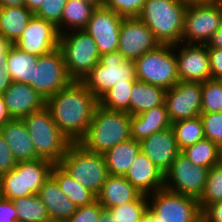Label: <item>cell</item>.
<instances>
[{
	"mask_svg": "<svg viewBox=\"0 0 222 222\" xmlns=\"http://www.w3.org/2000/svg\"><path fill=\"white\" fill-rule=\"evenodd\" d=\"M31 136L37 157L59 164L71 142L53 121L49 110L43 109L22 118Z\"/></svg>",
	"mask_w": 222,
	"mask_h": 222,
	"instance_id": "cell-4",
	"label": "cell"
},
{
	"mask_svg": "<svg viewBox=\"0 0 222 222\" xmlns=\"http://www.w3.org/2000/svg\"><path fill=\"white\" fill-rule=\"evenodd\" d=\"M135 82L116 83L98 101L102 107L130 114V96Z\"/></svg>",
	"mask_w": 222,
	"mask_h": 222,
	"instance_id": "cell-35",
	"label": "cell"
},
{
	"mask_svg": "<svg viewBox=\"0 0 222 222\" xmlns=\"http://www.w3.org/2000/svg\"><path fill=\"white\" fill-rule=\"evenodd\" d=\"M66 70L73 81H82L99 63L100 53L95 40L85 30L60 34L59 46Z\"/></svg>",
	"mask_w": 222,
	"mask_h": 222,
	"instance_id": "cell-6",
	"label": "cell"
},
{
	"mask_svg": "<svg viewBox=\"0 0 222 222\" xmlns=\"http://www.w3.org/2000/svg\"><path fill=\"white\" fill-rule=\"evenodd\" d=\"M141 151L140 143L129 139L106 151L103 156L109 175L125 176Z\"/></svg>",
	"mask_w": 222,
	"mask_h": 222,
	"instance_id": "cell-26",
	"label": "cell"
},
{
	"mask_svg": "<svg viewBox=\"0 0 222 222\" xmlns=\"http://www.w3.org/2000/svg\"><path fill=\"white\" fill-rule=\"evenodd\" d=\"M72 81L67 73L62 52L57 48L37 57L29 85L46 100Z\"/></svg>",
	"mask_w": 222,
	"mask_h": 222,
	"instance_id": "cell-12",
	"label": "cell"
},
{
	"mask_svg": "<svg viewBox=\"0 0 222 222\" xmlns=\"http://www.w3.org/2000/svg\"><path fill=\"white\" fill-rule=\"evenodd\" d=\"M98 222H114V214L108 209H103Z\"/></svg>",
	"mask_w": 222,
	"mask_h": 222,
	"instance_id": "cell-54",
	"label": "cell"
},
{
	"mask_svg": "<svg viewBox=\"0 0 222 222\" xmlns=\"http://www.w3.org/2000/svg\"><path fill=\"white\" fill-rule=\"evenodd\" d=\"M133 63L139 81L159 86L165 90L172 88L180 81L177 74L175 45L160 44Z\"/></svg>",
	"mask_w": 222,
	"mask_h": 222,
	"instance_id": "cell-9",
	"label": "cell"
},
{
	"mask_svg": "<svg viewBox=\"0 0 222 222\" xmlns=\"http://www.w3.org/2000/svg\"><path fill=\"white\" fill-rule=\"evenodd\" d=\"M2 198V191H1V183H0V199Z\"/></svg>",
	"mask_w": 222,
	"mask_h": 222,
	"instance_id": "cell-59",
	"label": "cell"
},
{
	"mask_svg": "<svg viewBox=\"0 0 222 222\" xmlns=\"http://www.w3.org/2000/svg\"><path fill=\"white\" fill-rule=\"evenodd\" d=\"M180 1L189 5V4L210 3L213 2L214 0H180Z\"/></svg>",
	"mask_w": 222,
	"mask_h": 222,
	"instance_id": "cell-55",
	"label": "cell"
},
{
	"mask_svg": "<svg viewBox=\"0 0 222 222\" xmlns=\"http://www.w3.org/2000/svg\"><path fill=\"white\" fill-rule=\"evenodd\" d=\"M146 0H103L106 8L123 17H138Z\"/></svg>",
	"mask_w": 222,
	"mask_h": 222,
	"instance_id": "cell-41",
	"label": "cell"
},
{
	"mask_svg": "<svg viewBox=\"0 0 222 222\" xmlns=\"http://www.w3.org/2000/svg\"><path fill=\"white\" fill-rule=\"evenodd\" d=\"M208 170L206 167L193 164L180 153L164 173V188L199 199L206 184Z\"/></svg>",
	"mask_w": 222,
	"mask_h": 222,
	"instance_id": "cell-13",
	"label": "cell"
},
{
	"mask_svg": "<svg viewBox=\"0 0 222 222\" xmlns=\"http://www.w3.org/2000/svg\"><path fill=\"white\" fill-rule=\"evenodd\" d=\"M187 6L180 0H146L138 18L160 44L175 45L182 41Z\"/></svg>",
	"mask_w": 222,
	"mask_h": 222,
	"instance_id": "cell-3",
	"label": "cell"
},
{
	"mask_svg": "<svg viewBox=\"0 0 222 222\" xmlns=\"http://www.w3.org/2000/svg\"><path fill=\"white\" fill-rule=\"evenodd\" d=\"M2 95L8 114L13 119H22L46 105V100L25 83L12 82Z\"/></svg>",
	"mask_w": 222,
	"mask_h": 222,
	"instance_id": "cell-20",
	"label": "cell"
},
{
	"mask_svg": "<svg viewBox=\"0 0 222 222\" xmlns=\"http://www.w3.org/2000/svg\"><path fill=\"white\" fill-rule=\"evenodd\" d=\"M34 15L25 6L0 7V34L14 44Z\"/></svg>",
	"mask_w": 222,
	"mask_h": 222,
	"instance_id": "cell-28",
	"label": "cell"
},
{
	"mask_svg": "<svg viewBox=\"0 0 222 222\" xmlns=\"http://www.w3.org/2000/svg\"><path fill=\"white\" fill-rule=\"evenodd\" d=\"M175 49L180 81L205 82L211 79L207 45L179 43L175 44Z\"/></svg>",
	"mask_w": 222,
	"mask_h": 222,
	"instance_id": "cell-18",
	"label": "cell"
},
{
	"mask_svg": "<svg viewBox=\"0 0 222 222\" xmlns=\"http://www.w3.org/2000/svg\"><path fill=\"white\" fill-rule=\"evenodd\" d=\"M43 2L44 0H25V7L35 14Z\"/></svg>",
	"mask_w": 222,
	"mask_h": 222,
	"instance_id": "cell-52",
	"label": "cell"
},
{
	"mask_svg": "<svg viewBox=\"0 0 222 222\" xmlns=\"http://www.w3.org/2000/svg\"><path fill=\"white\" fill-rule=\"evenodd\" d=\"M198 201L201 212L208 205L222 201V166L220 164L208 170L206 184Z\"/></svg>",
	"mask_w": 222,
	"mask_h": 222,
	"instance_id": "cell-36",
	"label": "cell"
},
{
	"mask_svg": "<svg viewBox=\"0 0 222 222\" xmlns=\"http://www.w3.org/2000/svg\"><path fill=\"white\" fill-rule=\"evenodd\" d=\"M165 92L159 86L136 80L131 90L130 115L134 116L164 104Z\"/></svg>",
	"mask_w": 222,
	"mask_h": 222,
	"instance_id": "cell-27",
	"label": "cell"
},
{
	"mask_svg": "<svg viewBox=\"0 0 222 222\" xmlns=\"http://www.w3.org/2000/svg\"><path fill=\"white\" fill-rule=\"evenodd\" d=\"M135 65L119 51L100 56L99 63L81 81L99 100L116 83L135 82Z\"/></svg>",
	"mask_w": 222,
	"mask_h": 222,
	"instance_id": "cell-8",
	"label": "cell"
},
{
	"mask_svg": "<svg viewBox=\"0 0 222 222\" xmlns=\"http://www.w3.org/2000/svg\"><path fill=\"white\" fill-rule=\"evenodd\" d=\"M67 0H44L35 16L54 24L60 33V22Z\"/></svg>",
	"mask_w": 222,
	"mask_h": 222,
	"instance_id": "cell-40",
	"label": "cell"
},
{
	"mask_svg": "<svg viewBox=\"0 0 222 222\" xmlns=\"http://www.w3.org/2000/svg\"><path fill=\"white\" fill-rule=\"evenodd\" d=\"M104 208L98 201L83 207H78L66 222H98Z\"/></svg>",
	"mask_w": 222,
	"mask_h": 222,
	"instance_id": "cell-42",
	"label": "cell"
},
{
	"mask_svg": "<svg viewBox=\"0 0 222 222\" xmlns=\"http://www.w3.org/2000/svg\"><path fill=\"white\" fill-rule=\"evenodd\" d=\"M222 24V5L216 2L189 4L184 16L181 43L206 45Z\"/></svg>",
	"mask_w": 222,
	"mask_h": 222,
	"instance_id": "cell-10",
	"label": "cell"
},
{
	"mask_svg": "<svg viewBox=\"0 0 222 222\" xmlns=\"http://www.w3.org/2000/svg\"><path fill=\"white\" fill-rule=\"evenodd\" d=\"M171 127L175 133V139L180 151L205 138L200 116L175 121Z\"/></svg>",
	"mask_w": 222,
	"mask_h": 222,
	"instance_id": "cell-34",
	"label": "cell"
},
{
	"mask_svg": "<svg viewBox=\"0 0 222 222\" xmlns=\"http://www.w3.org/2000/svg\"><path fill=\"white\" fill-rule=\"evenodd\" d=\"M222 108V80L202 82L201 113L220 112Z\"/></svg>",
	"mask_w": 222,
	"mask_h": 222,
	"instance_id": "cell-38",
	"label": "cell"
},
{
	"mask_svg": "<svg viewBox=\"0 0 222 222\" xmlns=\"http://www.w3.org/2000/svg\"><path fill=\"white\" fill-rule=\"evenodd\" d=\"M17 163L9 145L0 132V176L12 170Z\"/></svg>",
	"mask_w": 222,
	"mask_h": 222,
	"instance_id": "cell-43",
	"label": "cell"
},
{
	"mask_svg": "<svg viewBox=\"0 0 222 222\" xmlns=\"http://www.w3.org/2000/svg\"><path fill=\"white\" fill-rule=\"evenodd\" d=\"M12 79L8 73L7 67L0 66V95L12 84Z\"/></svg>",
	"mask_w": 222,
	"mask_h": 222,
	"instance_id": "cell-48",
	"label": "cell"
},
{
	"mask_svg": "<svg viewBox=\"0 0 222 222\" xmlns=\"http://www.w3.org/2000/svg\"><path fill=\"white\" fill-rule=\"evenodd\" d=\"M214 2L222 5V0H214Z\"/></svg>",
	"mask_w": 222,
	"mask_h": 222,
	"instance_id": "cell-58",
	"label": "cell"
},
{
	"mask_svg": "<svg viewBox=\"0 0 222 222\" xmlns=\"http://www.w3.org/2000/svg\"><path fill=\"white\" fill-rule=\"evenodd\" d=\"M124 177L146 196L164 188V173L142 151Z\"/></svg>",
	"mask_w": 222,
	"mask_h": 222,
	"instance_id": "cell-21",
	"label": "cell"
},
{
	"mask_svg": "<svg viewBox=\"0 0 222 222\" xmlns=\"http://www.w3.org/2000/svg\"><path fill=\"white\" fill-rule=\"evenodd\" d=\"M0 222H17V213L12 200L0 199Z\"/></svg>",
	"mask_w": 222,
	"mask_h": 222,
	"instance_id": "cell-46",
	"label": "cell"
},
{
	"mask_svg": "<svg viewBox=\"0 0 222 222\" xmlns=\"http://www.w3.org/2000/svg\"><path fill=\"white\" fill-rule=\"evenodd\" d=\"M123 18L104 5L93 10L84 30L95 40L100 55L117 51Z\"/></svg>",
	"mask_w": 222,
	"mask_h": 222,
	"instance_id": "cell-16",
	"label": "cell"
},
{
	"mask_svg": "<svg viewBox=\"0 0 222 222\" xmlns=\"http://www.w3.org/2000/svg\"><path fill=\"white\" fill-rule=\"evenodd\" d=\"M205 138L212 140L219 147L222 146V113H201Z\"/></svg>",
	"mask_w": 222,
	"mask_h": 222,
	"instance_id": "cell-39",
	"label": "cell"
},
{
	"mask_svg": "<svg viewBox=\"0 0 222 222\" xmlns=\"http://www.w3.org/2000/svg\"><path fill=\"white\" fill-rule=\"evenodd\" d=\"M25 6V0H0V7Z\"/></svg>",
	"mask_w": 222,
	"mask_h": 222,
	"instance_id": "cell-53",
	"label": "cell"
},
{
	"mask_svg": "<svg viewBox=\"0 0 222 222\" xmlns=\"http://www.w3.org/2000/svg\"><path fill=\"white\" fill-rule=\"evenodd\" d=\"M59 38L60 33L54 24L34 15L14 45L39 57L57 49Z\"/></svg>",
	"mask_w": 222,
	"mask_h": 222,
	"instance_id": "cell-17",
	"label": "cell"
},
{
	"mask_svg": "<svg viewBox=\"0 0 222 222\" xmlns=\"http://www.w3.org/2000/svg\"><path fill=\"white\" fill-rule=\"evenodd\" d=\"M147 199L148 207L160 217L162 222L202 221L199 201L196 198L163 188L148 195Z\"/></svg>",
	"mask_w": 222,
	"mask_h": 222,
	"instance_id": "cell-11",
	"label": "cell"
},
{
	"mask_svg": "<svg viewBox=\"0 0 222 222\" xmlns=\"http://www.w3.org/2000/svg\"><path fill=\"white\" fill-rule=\"evenodd\" d=\"M206 45L207 49H222V24Z\"/></svg>",
	"mask_w": 222,
	"mask_h": 222,
	"instance_id": "cell-49",
	"label": "cell"
},
{
	"mask_svg": "<svg viewBox=\"0 0 222 222\" xmlns=\"http://www.w3.org/2000/svg\"><path fill=\"white\" fill-rule=\"evenodd\" d=\"M53 166L44 159L18 162L12 170L0 176L2 198L13 200L38 194L40 187L51 176Z\"/></svg>",
	"mask_w": 222,
	"mask_h": 222,
	"instance_id": "cell-7",
	"label": "cell"
},
{
	"mask_svg": "<svg viewBox=\"0 0 222 222\" xmlns=\"http://www.w3.org/2000/svg\"><path fill=\"white\" fill-rule=\"evenodd\" d=\"M58 165L96 196L109 176L103 154L88 151L79 143L70 144Z\"/></svg>",
	"mask_w": 222,
	"mask_h": 222,
	"instance_id": "cell-5",
	"label": "cell"
},
{
	"mask_svg": "<svg viewBox=\"0 0 222 222\" xmlns=\"http://www.w3.org/2000/svg\"><path fill=\"white\" fill-rule=\"evenodd\" d=\"M95 8L93 4L88 2L67 0L61 17L60 34L65 33L66 30H84Z\"/></svg>",
	"mask_w": 222,
	"mask_h": 222,
	"instance_id": "cell-30",
	"label": "cell"
},
{
	"mask_svg": "<svg viewBox=\"0 0 222 222\" xmlns=\"http://www.w3.org/2000/svg\"><path fill=\"white\" fill-rule=\"evenodd\" d=\"M147 208V196L141 194L135 201L109 208L108 210L114 214V222H141L142 215Z\"/></svg>",
	"mask_w": 222,
	"mask_h": 222,
	"instance_id": "cell-37",
	"label": "cell"
},
{
	"mask_svg": "<svg viewBox=\"0 0 222 222\" xmlns=\"http://www.w3.org/2000/svg\"><path fill=\"white\" fill-rule=\"evenodd\" d=\"M141 193L124 177L109 175L97 195V201L104 209L135 201Z\"/></svg>",
	"mask_w": 222,
	"mask_h": 222,
	"instance_id": "cell-25",
	"label": "cell"
},
{
	"mask_svg": "<svg viewBox=\"0 0 222 222\" xmlns=\"http://www.w3.org/2000/svg\"><path fill=\"white\" fill-rule=\"evenodd\" d=\"M79 1L88 2L90 4H93L95 7L103 5V0H79Z\"/></svg>",
	"mask_w": 222,
	"mask_h": 222,
	"instance_id": "cell-56",
	"label": "cell"
},
{
	"mask_svg": "<svg viewBox=\"0 0 222 222\" xmlns=\"http://www.w3.org/2000/svg\"><path fill=\"white\" fill-rule=\"evenodd\" d=\"M17 222H50L46 206L37 194L13 199Z\"/></svg>",
	"mask_w": 222,
	"mask_h": 222,
	"instance_id": "cell-32",
	"label": "cell"
},
{
	"mask_svg": "<svg viewBox=\"0 0 222 222\" xmlns=\"http://www.w3.org/2000/svg\"><path fill=\"white\" fill-rule=\"evenodd\" d=\"M130 121L129 113L109 110L98 104L85 136L78 143L88 151L104 154L131 139Z\"/></svg>",
	"mask_w": 222,
	"mask_h": 222,
	"instance_id": "cell-2",
	"label": "cell"
},
{
	"mask_svg": "<svg viewBox=\"0 0 222 222\" xmlns=\"http://www.w3.org/2000/svg\"><path fill=\"white\" fill-rule=\"evenodd\" d=\"M12 118L8 114L3 95H0V129Z\"/></svg>",
	"mask_w": 222,
	"mask_h": 222,
	"instance_id": "cell-50",
	"label": "cell"
},
{
	"mask_svg": "<svg viewBox=\"0 0 222 222\" xmlns=\"http://www.w3.org/2000/svg\"><path fill=\"white\" fill-rule=\"evenodd\" d=\"M37 195L46 206L51 221L66 222L77 209L52 176L40 187Z\"/></svg>",
	"mask_w": 222,
	"mask_h": 222,
	"instance_id": "cell-23",
	"label": "cell"
},
{
	"mask_svg": "<svg viewBox=\"0 0 222 222\" xmlns=\"http://www.w3.org/2000/svg\"><path fill=\"white\" fill-rule=\"evenodd\" d=\"M165 103L131 116V139L141 142L155 132L171 127Z\"/></svg>",
	"mask_w": 222,
	"mask_h": 222,
	"instance_id": "cell-24",
	"label": "cell"
},
{
	"mask_svg": "<svg viewBox=\"0 0 222 222\" xmlns=\"http://www.w3.org/2000/svg\"><path fill=\"white\" fill-rule=\"evenodd\" d=\"M140 143L141 151L165 173L181 153L172 127L155 132Z\"/></svg>",
	"mask_w": 222,
	"mask_h": 222,
	"instance_id": "cell-19",
	"label": "cell"
},
{
	"mask_svg": "<svg viewBox=\"0 0 222 222\" xmlns=\"http://www.w3.org/2000/svg\"><path fill=\"white\" fill-rule=\"evenodd\" d=\"M141 222H162V221L160 220V217L148 207L146 212L142 215Z\"/></svg>",
	"mask_w": 222,
	"mask_h": 222,
	"instance_id": "cell-51",
	"label": "cell"
},
{
	"mask_svg": "<svg viewBox=\"0 0 222 222\" xmlns=\"http://www.w3.org/2000/svg\"><path fill=\"white\" fill-rule=\"evenodd\" d=\"M36 60L37 56L24 52L13 44L9 49L8 60L6 62V67L12 81L30 84Z\"/></svg>",
	"mask_w": 222,
	"mask_h": 222,
	"instance_id": "cell-31",
	"label": "cell"
},
{
	"mask_svg": "<svg viewBox=\"0 0 222 222\" xmlns=\"http://www.w3.org/2000/svg\"><path fill=\"white\" fill-rule=\"evenodd\" d=\"M219 164L222 166V146L220 147Z\"/></svg>",
	"mask_w": 222,
	"mask_h": 222,
	"instance_id": "cell-57",
	"label": "cell"
},
{
	"mask_svg": "<svg viewBox=\"0 0 222 222\" xmlns=\"http://www.w3.org/2000/svg\"><path fill=\"white\" fill-rule=\"evenodd\" d=\"M98 104L81 81H72L46 99L45 107L68 140L78 143L85 136Z\"/></svg>",
	"mask_w": 222,
	"mask_h": 222,
	"instance_id": "cell-1",
	"label": "cell"
},
{
	"mask_svg": "<svg viewBox=\"0 0 222 222\" xmlns=\"http://www.w3.org/2000/svg\"><path fill=\"white\" fill-rule=\"evenodd\" d=\"M211 79L222 80V49H207Z\"/></svg>",
	"mask_w": 222,
	"mask_h": 222,
	"instance_id": "cell-44",
	"label": "cell"
},
{
	"mask_svg": "<svg viewBox=\"0 0 222 222\" xmlns=\"http://www.w3.org/2000/svg\"><path fill=\"white\" fill-rule=\"evenodd\" d=\"M13 44L0 34V66H5L8 60L9 49Z\"/></svg>",
	"mask_w": 222,
	"mask_h": 222,
	"instance_id": "cell-47",
	"label": "cell"
},
{
	"mask_svg": "<svg viewBox=\"0 0 222 222\" xmlns=\"http://www.w3.org/2000/svg\"><path fill=\"white\" fill-rule=\"evenodd\" d=\"M193 164L210 169L219 164L220 147L204 138L181 151Z\"/></svg>",
	"mask_w": 222,
	"mask_h": 222,
	"instance_id": "cell-33",
	"label": "cell"
},
{
	"mask_svg": "<svg viewBox=\"0 0 222 222\" xmlns=\"http://www.w3.org/2000/svg\"><path fill=\"white\" fill-rule=\"evenodd\" d=\"M17 162L39 159L23 119H11L0 129Z\"/></svg>",
	"mask_w": 222,
	"mask_h": 222,
	"instance_id": "cell-22",
	"label": "cell"
},
{
	"mask_svg": "<svg viewBox=\"0 0 222 222\" xmlns=\"http://www.w3.org/2000/svg\"><path fill=\"white\" fill-rule=\"evenodd\" d=\"M164 103L171 123L200 116L202 82L179 81L166 90Z\"/></svg>",
	"mask_w": 222,
	"mask_h": 222,
	"instance_id": "cell-14",
	"label": "cell"
},
{
	"mask_svg": "<svg viewBox=\"0 0 222 222\" xmlns=\"http://www.w3.org/2000/svg\"><path fill=\"white\" fill-rule=\"evenodd\" d=\"M51 176L56 180L60 189L77 208L91 205L97 201V196L92 191L88 190L81 183L77 182L58 164L53 166Z\"/></svg>",
	"mask_w": 222,
	"mask_h": 222,
	"instance_id": "cell-29",
	"label": "cell"
},
{
	"mask_svg": "<svg viewBox=\"0 0 222 222\" xmlns=\"http://www.w3.org/2000/svg\"><path fill=\"white\" fill-rule=\"evenodd\" d=\"M202 222H222V201L208 205L201 212Z\"/></svg>",
	"mask_w": 222,
	"mask_h": 222,
	"instance_id": "cell-45",
	"label": "cell"
},
{
	"mask_svg": "<svg viewBox=\"0 0 222 222\" xmlns=\"http://www.w3.org/2000/svg\"><path fill=\"white\" fill-rule=\"evenodd\" d=\"M160 42L138 17H124L119 29V51L127 60L135 61L156 49Z\"/></svg>",
	"mask_w": 222,
	"mask_h": 222,
	"instance_id": "cell-15",
	"label": "cell"
}]
</instances>
